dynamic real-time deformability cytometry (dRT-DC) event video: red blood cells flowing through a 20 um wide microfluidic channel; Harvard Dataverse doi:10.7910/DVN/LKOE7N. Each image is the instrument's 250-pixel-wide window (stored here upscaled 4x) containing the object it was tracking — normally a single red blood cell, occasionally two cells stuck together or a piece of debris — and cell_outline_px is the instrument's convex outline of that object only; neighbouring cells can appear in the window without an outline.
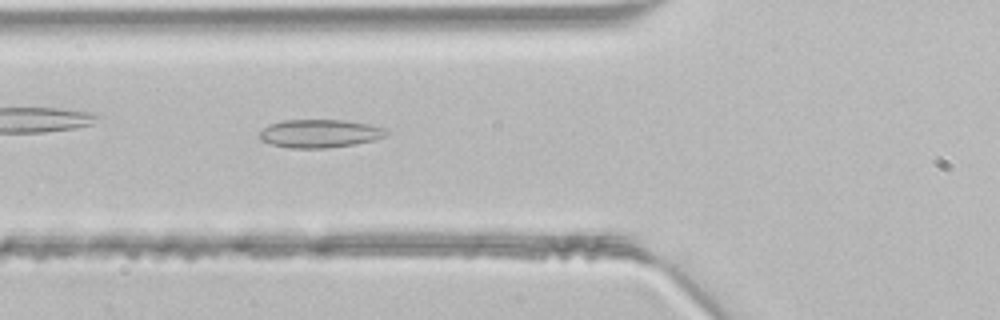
{"species": "common noctule bat (a hibernating species)", "species_latin": "Nyctalus noctula", "temperature_condition": "room temperature", "stored_images_in_passage": 35, "camera_frame_rate_fps": 3000, "um_per_image_px": 0.085, "animal": {"sex": "male", "body_mass_g": 21.5, "forearm_length_mm": 52.0}, "frame": {"image": 1, "passage_image": 5, "time_ms": 1.333, "image_size_px": [1000, 320], "cell_outline_px": [[388, 132], [384, 136], [372, 140], [356, 144], [324, 148], [288, 148], [272, 144], [260, 140], [260, 132], [268, 124], [284, 120], [344, 120], [372, 124], [388, 128]], "centroid_in_image_um": [27.2, 11.34], "position_along_channel_um": 98.6, "area_um2": 20.92}}
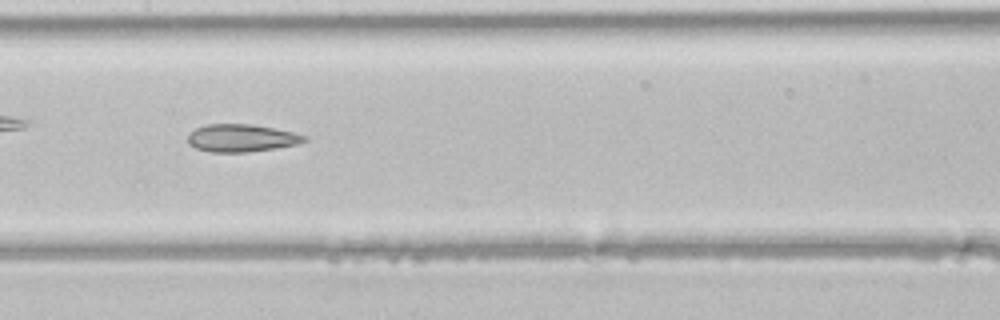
{"frame": {"image": 2, "passage_image": 11, "time_ms": 3.333, "image_size_px": [1000, 320], "cell_outline_px": [[308, 140], [296, 144], [248, 152], [212, 152], [196, 148], [188, 144], [188, 136], [196, 128], [204, 124], [252, 124], [292, 132], [308, 136]], "centroid_in_image_um": [20.51, 11.73], "position_along_channel_um": 186.9, "area_um2": 18.55}}
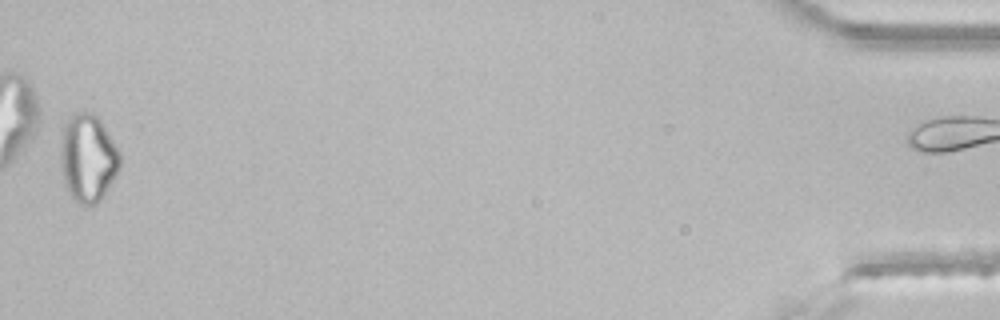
{"frame": {"image": 3, "passage_image": 34, "time_ms": 11.0, "image_size_px": [1000, 320], "cell_outline_px": [[120, 164], [108, 188], [100, 200], [96, 204], [80, 204], [72, 196], [64, 180], [60, 156], [60, 152], [64, 124], [68, 116], [72, 112], [92, 112], [100, 120], [120, 152]], "centroid_in_image_um": [7.46, 13.38], "position_along_channel_um": 427.7, "area_um2": 29.88}}